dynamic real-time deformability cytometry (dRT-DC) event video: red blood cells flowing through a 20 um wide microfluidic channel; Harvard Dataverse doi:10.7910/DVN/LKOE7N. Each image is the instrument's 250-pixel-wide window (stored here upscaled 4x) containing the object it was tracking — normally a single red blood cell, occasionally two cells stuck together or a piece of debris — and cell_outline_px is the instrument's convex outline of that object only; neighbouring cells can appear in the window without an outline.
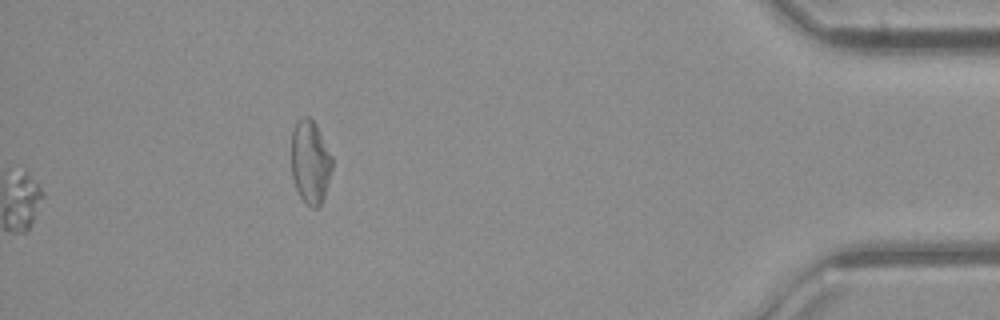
{"species": "common noctule bat (a hibernating species)", "species_latin": "Nyctalus noctula", "temperature_condition": "cold", "stored_images_in_passage": 47, "segment_of_instrument_passage": [2, 2], "camera_frame_rate_fps": 3000, "um_per_image_px": 0.085, "animal": {"sex": "female", "body_mass_g": 21.9}, "frame": {"image": 1, "passage_image": 47, "time_ms": 15.333, "image_size_px": [1000, 320], "cell_outline_px": [[332, 168], [324, 200], [316, 208], [312, 208], [300, 196], [296, 188], [292, 176], [292, 128], [296, 120], [304, 116], [308, 116], [316, 124], [332, 156]], "centroid_in_image_um": [26.37, 13.75], "position_along_channel_um": 408.8, "area_um2": 19.88}}